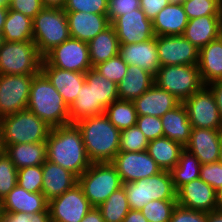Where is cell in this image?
<instances>
[{
  "label": "cell",
  "mask_w": 222,
  "mask_h": 222,
  "mask_svg": "<svg viewBox=\"0 0 222 222\" xmlns=\"http://www.w3.org/2000/svg\"><path fill=\"white\" fill-rule=\"evenodd\" d=\"M4 42H5L4 35L2 34V32H0V48L3 46Z\"/></svg>",
  "instance_id": "cell-62"
},
{
  "label": "cell",
  "mask_w": 222,
  "mask_h": 222,
  "mask_svg": "<svg viewBox=\"0 0 222 222\" xmlns=\"http://www.w3.org/2000/svg\"><path fill=\"white\" fill-rule=\"evenodd\" d=\"M17 169L42 165L47 160L46 142L1 146Z\"/></svg>",
  "instance_id": "cell-30"
},
{
  "label": "cell",
  "mask_w": 222,
  "mask_h": 222,
  "mask_svg": "<svg viewBox=\"0 0 222 222\" xmlns=\"http://www.w3.org/2000/svg\"><path fill=\"white\" fill-rule=\"evenodd\" d=\"M43 56L33 40L24 42H4L0 48V74H39Z\"/></svg>",
  "instance_id": "cell-8"
},
{
  "label": "cell",
  "mask_w": 222,
  "mask_h": 222,
  "mask_svg": "<svg viewBox=\"0 0 222 222\" xmlns=\"http://www.w3.org/2000/svg\"><path fill=\"white\" fill-rule=\"evenodd\" d=\"M183 0H169L170 3H181Z\"/></svg>",
  "instance_id": "cell-66"
},
{
  "label": "cell",
  "mask_w": 222,
  "mask_h": 222,
  "mask_svg": "<svg viewBox=\"0 0 222 222\" xmlns=\"http://www.w3.org/2000/svg\"><path fill=\"white\" fill-rule=\"evenodd\" d=\"M78 185L82 188L84 196L93 207H98L123 183L116 167L111 162L92 163L81 176Z\"/></svg>",
  "instance_id": "cell-5"
},
{
  "label": "cell",
  "mask_w": 222,
  "mask_h": 222,
  "mask_svg": "<svg viewBox=\"0 0 222 222\" xmlns=\"http://www.w3.org/2000/svg\"><path fill=\"white\" fill-rule=\"evenodd\" d=\"M184 147L167 137L149 141L147 151L162 170L171 171L178 163Z\"/></svg>",
  "instance_id": "cell-32"
},
{
  "label": "cell",
  "mask_w": 222,
  "mask_h": 222,
  "mask_svg": "<svg viewBox=\"0 0 222 222\" xmlns=\"http://www.w3.org/2000/svg\"><path fill=\"white\" fill-rule=\"evenodd\" d=\"M111 163L116 167L122 183L135 182L162 171L147 150L118 152Z\"/></svg>",
  "instance_id": "cell-15"
},
{
  "label": "cell",
  "mask_w": 222,
  "mask_h": 222,
  "mask_svg": "<svg viewBox=\"0 0 222 222\" xmlns=\"http://www.w3.org/2000/svg\"><path fill=\"white\" fill-rule=\"evenodd\" d=\"M80 222H105L100 210L97 207H92Z\"/></svg>",
  "instance_id": "cell-54"
},
{
  "label": "cell",
  "mask_w": 222,
  "mask_h": 222,
  "mask_svg": "<svg viewBox=\"0 0 222 222\" xmlns=\"http://www.w3.org/2000/svg\"><path fill=\"white\" fill-rule=\"evenodd\" d=\"M154 84V76L136 65H128L127 73L117 84L121 100L134 101Z\"/></svg>",
  "instance_id": "cell-29"
},
{
  "label": "cell",
  "mask_w": 222,
  "mask_h": 222,
  "mask_svg": "<svg viewBox=\"0 0 222 222\" xmlns=\"http://www.w3.org/2000/svg\"><path fill=\"white\" fill-rule=\"evenodd\" d=\"M18 184V169L2 150L0 152V200Z\"/></svg>",
  "instance_id": "cell-40"
},
{
  "label": "cell",
  "mask_w": 222,
  "mask_h": 222,
  "mask_svg": "<svg viewBox=\"0 0 222 222\" xmlns=\"http://www.w3.org/2000/svg\"><path fill=\"white\" fill-rule=\"evenodd\" d=\"M42 65L80 73L93 68L88 43L71 37L47 52L43 56Z\"/></svg>",
  "instance_id": "cell-10"
},
{
  "label": "cell",
  "mask_w": 222,
  "mask_h": 222,
  "mask_svg": "<svg viewBox=\"0 0 222 222\" xmlns=\"http://www.w3.org/2000/svg\"><path fill=\"white\" fill-rule=\"evenodd\" d=\"M161 121L164 137L179 143L185 148L189 142L192 127L184 104L181 102L174 109L166 112L161 117Z\"/></svg>",
  "instance_id": "cell-27"
},
{
  "label": "cell",
  "mask_w": 222,
  "mask_h": 222,
  "mask_svg": "<svg viewBox=\"0 0 222 222\" xmlns=\"http://www.w3.org/2000/svg\"><path fill=\"white\" fill-rule=\"evenodd\" d=\"M32 25L33 41L42 56L70 38L64 10L43 8L32 19Z\"/></svg>",
  "instance_id": "cell-7"
},
{
  "label": "cell",
  "mask_w": 222,
  "mask_h": 222,
  "mask_svg": "<svg viewBox=\"0 0 222 222\" xmlns=\"http://www.w3.org/2000/svg\"><path fill=\"white\" fill-rule=\"evenodd\" d=\"M51 127L28 109L0 118L1 146L46 142Z\"/></svg>",
  "instance_id": "cell-4"
},
{
  "label": "cell",
  "mask_w": 222,
  "mask_h": 222,
  "mask_svg": "<svg viewBox=\"0 0 222 222\" xmlns=\"http://www.w3.org/2000/svg\"><path fill=\"white\" fill-rule=\"evenodd\" d=\"M97 208L100 210L105 222H122L130 211L125 188L122 186L114 191Z\"/></svg>",
  "instance_id": "cell-38"
},
{
  "label": "cell",
  "mask_w": 222,
  "mask_h": 222,
  "mask_svg": "<svg viewBox=\"0 0 222 222\" xmlns=\"http://www.w3.org/2000/svg\"><path fill=\"white\" fill-rule=\"evenodd\" d=\"M140 8L139 0H108L107 16L110 23L117 17Z\"/></svg>",
  "instance_id": "cell-48"
},
{
  "label": "cell",
  "mask_w": 222,
  "mask_h": 222,
  "mask_svg": "<svg viewBox=\"0 0 222 222\" xmlns=\"http://www.w3.org/2000/svg\"><path fill=\"white\" fill-rule=\"evenodd\" d=\"M9 10H15L33 19L44 7L41 0H8Z\"/></svg>",
  "instance_id": "cell-51"
},
{
  "label": "cell",
  "mask_w": 222,
  "mask_h": 222,
  "mask_svg": "<svg viewBox=\"0 0 222 222\" xmlns=\"http://www.w3.org/2000/svg\"><path fill=\"white\" fill-rule=\"evenodd\" d=\"M216 196V191L201 178H198L184 184L177 190V204L207 213L217 209Z\"/></svg>",
  "instance_id": "cell-17"
},
{
  "label": "cell",
  "mask_w": 222,
  "mask_h": 222,
  "mask_svg": "<svg viewBox=\"0 0 222 222\" xmlns=\"http://www.w3.org/2000/svg\"><path fill=\"white\" fill-rule=\"evenodd\" d=\"M189 20L207 15H220V0H183L181 2Z\"/></svg>",
  "instance_id": "cell-42"
},
{
  "label": "cell",
  "mask_w": 222,
  "mask_h": 222,
  "mask_svg": "<svg viewBox=\"0 0 222 222\" xmlns=\"http://www.w3.org/2000/svg\"><path fill=\"white\" fill-rule=\"evenodd\" d=\"M65 13L70 37L87 43L111 25L107 14L89 12Z\"/></svg>",
  "instance_id": "cell-20"
},
{
  "label": "cell",
  "mask_w": 222,
  "mask_h": 222,
  "mask_svg": "<svg viewBox=\"0 0 222 222\" xmlns=\"http://www.w3.org/2000/svg\"><path fill=\"white\" fill-rule=\"evenodd\" d=\"M3 214V206H2V200H0V220Z\"/></svg>",
  "instance_id": "cell-65"
},
{
  "label": "cell",
  "mask_w": 222,
  "mask_h": 222,
  "mask_svg": "<svg viewBox=\"0 0 222 222\" xmlns=\"http://www.w3.org/2000/svg\"><path fill=\"white\" fill-rule=\"evenodd\" d=\"M3 212L34 214L48 208V200L43 193H30L16 185L2 200Z\"/></svg>",
  "instance_id": "cell-24"
},
{
  "label": "cell",
  "mask_w": 222,
  "mask_h": 222,
  "mask_svg": "<svg viewBox=\"0 0 222 222\" xmlns=\"http://www.w3.org/2000/svg\"><path fill=\"white\" fill-rule=\"evenodd\" d=\"M192 128L222 130V119L215 97L207 85L182 102Z\"/></svg>",
  "instance_id": "cell-11"
},
{
  "label": "cell",
  "mask_w": 222,
  "mask_h": 222,
  "mask_svg": "<svg viewBox=\"0 0 222 222\" xmlns=\"http://www.w3.org/2000/svg\"><path fill=\"white\" fill-rule=\"evenodd\" d=\"M177 200H154L140 209L148 222H169Z\"/></svg>",
  "instance_id": "cell-39"
},
{
  "label": "cell",
  "mask_w": 222,
  "mask_h": 222,
  "mask_svg": "<svg viewBox=\"0 0 222 222\" xmlns=\"http://www.w3.org/2000/svg\"><path fill=\"white\" fill-rule=\"evenodd\" d=\"M130 209L140 210L150 201L177 200V190L170 171L162 170L157 175L135 182L123 183Z\"/></svg>",
  "instance_id": "cell-6"
},
{
  "label": "cell",
  "mask_w": 222,
  "mask_h": 222,
  "mask_svg": "<svg viewBox=\"0 0 222 222\" xmlns=\"http://www.w3.org/2000/svg\"><path fill=\"white\" fill-rule=\"evenodd\" d=\"M67 0H41L42 5L46 9L64 10Z\"/></svg>",
  "instance_id": "cell-56"
},
{
  "label": "cell",
  "mask_w": 222,
  "mask_h": 222,
  "mask_svg": "<svg viewBox=\"0 0 222 222\" xmlns=\"http://www.w3.org/2000/svg\"><path fill=\"white\" fill-rule=\"evenodd\" d=\"M118 55L127 65H136L154 77L160 68L156 37L141 43H120Z\"/></svg>",
  "instance_id": "cell-18"
},
{
  "label": "cell",
  "mask_w": 222,
  "mask_h": 222,
  "mask_svg": "<svg viewBox=\"0 0 222 222\" xmlns=\"http://www.w3.org/2000/svg\"><path fill=\"white\" fill-rule=\"evenodd\" d=\"M104 114L120 131L136 125L137 112L133 101L118 99L105 109Z\"/></svg>",
  "instance_id": "cell-37"
},
{
  "label": "cell",
  "mask_w": 222,
  "mask_h": 222,
  "mask_svg": "<svg viewBox=\"0 0 222 222\" xmlns=\"http://www.w3.org/2000/svg\"><path fill=\"white\" fill-rule=\"evenodd\" d=\"M139 2L141 10L150 20H153L158 12L170 3L169 0H139Z\"/></svg>",
  "instance_id": "cell-52"
},
{
  "label": "cell",
  "mask_w": 222,
  "mask_h": 222,
  "mask_svg": "<svg viewBox=\"0 0 222 222\" xmlns=\"http://www.w3.org/2000/svg\"><path fill=\"white\" fill-rule=\"evenodd\" d=\"M37 74H0V118L27 109L30 86Z\"/></svg>",
  "instance_id": "cell-12"
},
{
  "label": "cell",
  "mask_w": 222,
  "mask_h": 222,
  "mask_svg": "<svg viewBox=\"0 0 222 222\" xmlns=\"http://www.w3.org/2000/svg\"><path fill=\"white\" fill-rule=\"evenodd\" d=\"M64 11L107 14L108 0H67Z\"/></svg>",
  "instance_id": "cell-45"
},
{
  "label": "cell",
  "mask_w": 222,
  "mask_h": 222,
  "mask_svg": "<svg viewBox=\"0 0 222 222\" xmlns=\"http://www.w3.org/2000/svg\"><path fill=\"white\" fill-rule=\"evenodd\" d=\"M2 34L6 42L33 40L32 19L18 11L9 10Z\"/></svg>",
  "instance_id": "cell-34"
},
{
  "label": "cell",
  "mask_w": 222,
  "mask_h": 222,
  "mask_svg": "<svg viewBox=\"0 0 222 222\" xmlns=\"http://www.w3.org/2000/svg\"><path fill=\"white\" fill-rule=\"evenodd\" d=\"M188 17L181 3H169L152 20L155 36L182 35Z\"/></svg>",
  "instance_id": "cell-25"
},
{
  "label": "cell",
  "mask_w": 222,
  "mask_h": 222,
  "mask_svg": "<svg viewBox=\"0 0 222 222\" xmlns=\"http://www.w3.org/2000/svg\"><path fill=\"white\" fill-rule=\"evenodd\" d=\"M207 222H222V210H212L206 213Z\"/></svg>",
  "instance_id": "cell-57"
},
{
  "label": "cell",
  "mask_w": 222,
  "mask_h": 222,
  "mask_svg": "<svg viewBox=\"0 0 222 222\" xmlns=\"http://www.w3.org/2000/svg\"><path fill=\"white\" fill-rule=\"evenodd\" d=\"M30 193H42V166H30L18 169V184Z\"/></svg>",
  "instance_id": "cell-43"
},
{
  "label": "cell",
  "mask_w": 222,
  "mask_h": 222,
  "mask_svg": "<svg viewBox=\"0 0 222 222\" xmlns=\"http://www.w3.org/2000/svg\"><path fill=\"white\" fill-rule=\"evenodd\" d=\"M148 144L149 140L135 125L121 131L119 152H143L147 150Z\"/></svg>",
  "instance_id": "cell-41"
},
{
  "label": "cell",
  "mask_w": 222,
  "mask_h": 222,
  "mask_svg": "<svg viewBox=\"0 0 222 222\" xmlns=\"http://www.w3.org/2000/svg\"><path fill=\"white\" fill-rule=\"evenodd\" d=\"M200 178L215 191L219 190L222 187V164L219 161L201 164Z\"/></svg>",
  "instance_id": "cell-47"
},
{
  "label": "cell",
  "mask_w": 222,
  "mask_h": 222,
  "mask_svg": "<svg viewBox=\"0 0 222 222\" xmlns=\"http://www.w3.org/2000/svg\"><path fill=\"white\" fill-rule=\"evenodd\" d=\"M41 72L48 78L62 96L64 102L70 107L85 82V73L63 70L51 65H41Z\"/></svg>",
  "instance_id": "cell-22"
},
{
  "label": "cell",
  "mask_w": 222,
  "mask_h": 222,
  "mask_svg": "<svg viewBox=\"0 0 222 222\" xmlns=\"http://www.w3.org/2000/svg\"><path fill=\"white\" fill-rule=\"evenodd\" d=\"M155 37L160 66L198 65L199 49L182 35Z\"/></svg>",
  "instance_id": "cell-14"
},
{
  "label": "cell",
  "mask_w": 222,
  "mask_h": 222,
  "mask_svg": "<svg viewBox=\"0 0 222 222\" xmlns=\"http://www.w3.org/2000/svg\"><path fill=\"white\" fill-rule=\"evenodd\" d=\"M222 130L192 128L190 139L185 149L196 156L201 164L219 160Z\"/></svg>",
  "instance_id": "cell-19"
},
{
  "label": "cell",
  "mask_w": 222,
  "mask_h": 222,
  "mask_svg": "<svg viewBox=\"0 0 222 222\" xmlns=\"http://www.w3.org/2000/svg\"><path fill=\"white\" fill-rule=\"evenodd\" d=\"M0 222H51L49 209L37 213L27 214L22 212H3Z\"/></svg>",
  "instance_id": "cell-49"
},
{
  "label": "cell",
  "mask_w": 222,
  "mask_h": 222,
  "mask_svg": "<svg viewBox=\"0 0 222 222\" xmlns=\"http://www.w3.org/2000/svg\"><path fill=\"white\" fill-rule=\"evenodd\" d=\"M218 161L222 164V133H221L220 151H219V160Z\"/></svg>",
  "instance_id": "cell-60"
},
{
  "label": "cell",
  "mask_w": 222,
  "mask_h": 222,
  "mask_svg": "<svg viewBox=\"0 0 222 222\" xmlns=\"http://www.w3.org/2000/svg\"><path fill=\"white\" fill-rule=\"evenodd\" d=\"M154 83L181 102L204 86L197 65L160 66Z\"/></svg>",
  "instance_id": "cell-9"
},
{
  "label": "cell",
  "mask_w": 222,
  "mask_h": 222,
  "mask_svg": "<svg viewBox=\"0 0 222 222\" xmlns=\"http://www.w3.org/2000/svg\"><path fill=\"white\" fill-rule=\"evenodd\" d=\"M0 7H8V0H0Z\"/></svg>",
  "instance_id": "cell-61"
},
{
  "label": "cell",
  "mask_w": 222,
  "mask_h": 222,
  "mask_svg": "<svg viewBox=\"0 0 222 222\" xmlns=\"http://www.w3.org/2000/svg\"><path fill=\"white\" fill-rule=\"evenodd\" d=\"M85 82L93 88L94 105L105 109L119 99L117 84L102 76L94 68L85 72Z\"/></svg>",
  "instance_id": "cell-33"
},
{
  "label": "cell",
  "mask_w": 222,
  "mask_h": 222,
  "mask_svg": "<svg viewBox=\"0 0 222 222\" xmlns=\"http://www.w3.org/2000/svg\"><path fill=\"white\" fill-rule=\"evenodd\" d=\"M200 167L199 159L184 148L177 165L170 171L175 189L200 178Z\"/></svg>",
  "instance_id": "cell-36"
},
{
  "label": "cell",
  "mask_w": 222,
  "mask_h": 222,
  "mask_svg": "<svg viewBox=\"0 0 222 222\" xmlns=\"http://www.w3.org/2000/svg\"><path fill=\"white\" fill-rule=\"evenodd\" d=\"M136 125L149 141L164 137L160 117L150 115L137 116Z\"/></svg>",
  "instance_id": "cell-46"
},
{
  "label": "cell",
  "mask_w": 222,
  "mask_h": 222,
  "mask_svg": "<svg viewBox=\"0 0 222 222\" xmlns=\"http://www.w3.org/2000/svg\"><path fill=\"white\" fill-rule=\"evenodd\" d=\"M8 12L9 7H0V32H2Z\"/></svg>",
  "instance_id": "cell-58"
},
{
  "label": "cell",
  "mask_w": 222,
  "mask_h": 222,
  "mask_svg": "<svg viewBox=\"0 0 222 222\" xmlns=\"http://www.w3.org/2000/svg\"><path fill=\"white\" fill-rule=\"evenodd\" d=\"M122 222H148L140 210L130 209Z\"/></svg>",
  "instance_id": "cell-55"
},
{
  "label": "cell",
  "mask_w": 222,
  "mask_h": 222,
  "mask_svg": "<svg viewBox=\"0 0 222 222\" xmlns=\"http://www.w3.org/2000/svg\"><path fill=\"white\" fill-rule=\"evenodd\" d=\"M46 155L48 161L71 171L77 177L92 164L75 123L51 128L46 140Z\"/></svg>",
  "instance_id": "cell-1"
},
{
  "label": "cell",
  "mask_w": 222,
  "mask_h": 222,
  "mask_svg": "<svg viewBox=\"0 0 222 222\" xmlns=\"http://www.w3.org/2000/svg\"><path fill=\"white\" fill-rule=\"evenodd\" d=\"M133 102L137 116L150 115L160 118L181 103L174 95L159 88L155 83Z\"/></svg>",
  "instance_id": "cell-21"
},
{
  "label": "cell",
  "mask_w": 222,
  "mask_h": 222,
  "mask_svg": "<svg viewBox=\"0 0 222 222\" xmlns=\"http://www.w3.org/2000/svg\"><path fill=\"white\" fill-rule=\"evenodd\" d=\"M197 66L204 85L222 79V41L219 38L199 49Z\"/></svg>",
  "instance_id": "cell-28"
},
{
  "label": "cell",
  "mask_w": 222,
  "mask_h": 222,
  "mask_svg": "<svg viewBox=\"0 0 222 222\" xmlns=\"http://www.w3.org/2000/svg\"><path fill=\"white\" fill-rule=\"evenodd\" d=\"M219 14H220V21H221L220 24H222V0H220V10H219Z\"/></svg>",
  "instance_id": "cell-63"
},
{
  "label": "cell",
  "mask_w": 222,
  "mask_h": 222,
  "mask_svg": "<svg viewBox=\"0 0 222 222\" xmlns=\"http://www.w3.org/2000/svg\"><path fill=\"white\" fill-rule=\"evenodd\" d=\"M111 25L120 43H141L155 37L152 20L141 8L117 17Z\"/></svg>",
  "instance_id": "cell-16"
},
{
  "label": "cell",
  "mask_w": 222,
  "mask_h": 222,
  "mask_svg": "<svg viewBox=\"0 0 222 222\" xmlns=\"http://www.w3.org/2000/svg\"><path fill=\"white\" fill-rule=\"evenodd\" d=\"M105 78L118 84L127 73L128 65L117 55L93 67Z\"/></svg>",
  "instance_id": "cell-44"
},
{
  "label": "cell",
  "mask_w": 222,
  "mask_h": 222,
  "mask_svg": "<svg viewBox=\"0 0 222 222\" xmlns=\"http://www.w3.org/2000/svg\"><path fill=\"white\" fill-rule=\"evenodd\" d=\"M120 42L112 25L88 42L92 67L115 57L119 53Z\"/></svg>",
  "instance_id": "cell-31"
},
{
  "label": "cell",
  "mask_w": 222,
  "mask_h": 222,
  "mask_svg": "<svg viewBox=\"0 0 222 222\" xmlns=\"http://www.w3.org/2000/svg\"><path fill=\"white\" fill-rule=\"evenodd\" d=\"M216 204H217V209L222 210V187L216 191Z\"/></svg>",
  "instance_id": "cell-59"
},
{
  "label": "cell",
  "mask_w": 222,
  "mask_h": 222,
  "mask_svg": "<svg viewBox=\"0 0 222 222\" xmlns=\"http://www.w3.org/2000/svg\"><path fill=\"white\" fill-rule=\"evenodd\" d=\"M104 112L105 108L102 105H94L93 88L84 82L77 98L69 107L70 123H76L83 118L103 114Z\"/></svg>",
  "instance_id": "cell-35"
},
{
  "label": "cell",
  "mask_w": 222,
  "mask_h": 222,
  "mask_svg": "<svg viewBox=\"0 0 222 222\" xmlns=\"http://www.w3.org/2000/svg\"><path fill=\"white\" fill-rule=\"evenodd\" d=\"M220 23V15H207L191 19L182 36L200 49L219 38Z\"/></svg>",
  "instance_id": "cell-26"
},
{
  "label": "cell",
  "mask_w": 222,
  "mask_h": 222,
  "mask_svg": "<svg viewBox=\"0 0 222 222\" xmlns=\"http://www.w3.org/2000/svg\"><path fill=\"white\" fill-rule=\"evenodd\" d=\"M219 39L222 41V24L219 26Z\"/></svg>",
  "instance_id": "cell-64"
},
{
  "label": "cell",
  "mask_w": 222,
  "mask_h": 222,
  "mask_svg": "<svg viewBox=\"0 0 222 222\" xmlns=\"http://www.w3.org/2000/svg\"><path fill=\"white\" fill-rule=\"evenodd\" d=\"M207 86L210 88L215 97L216 104L218 106L219 113L222 119V79L216 80L208 84Z\"/></svg>",
  "instance_id": "cell-53"
},
{
  "label": "cell",
  "mask_w": 222,
  "mask_h": 222,
  "mask_svg": "<svg viewBox=\"0 0 222 222\" xmlns=\"http://www.w3.org/2000/svg\"><path fill=\"white\" fill-rule=\"evenodd\" d=\"M42 193L49 201L64 194L78 184V177L71 171L46 160L42 165Z\"/></svg>",
  "instance_id": "cell-23"
},
{
  "label": "cell",
  "mask_w": 222,
  "mask_h": 222,
  "mask_svg": "<svg viewBox=\"0 0 222 222\" xmlns=\"http://www.w3.org/2000/svg\"><path fill=\"white\" fill-rule=\"evenodd\" d=\"M169 222H207L206 212L192 210L177 204Z\"/></svg>",
  "instance_id": "cell-50"
},
{
  "label": "cell",
  "mask_w": 222,
  "mask_h": 222,
  "mask_svg": "<svg viewBox=\"0 0 222 222\" xmlns=\"http://www.w3.org/2000/svg\"><path fill=\"white\" fill-rule=\"evenodd\" d=\"M27 109L51 128L70 124L68 105L42 72L33 77Z\"/></svg>",
  "instance_id": "cell-3"
},
{
  "label": "cell",
  "mask_w": 222,
  "mask_h": 222,
  "mask_svg": "<svg viewBox=\"0 0 222 222\" xmlns=\"http://www.w3.org/2000/svg\"><path fill=\"white\" fill-rule=\"evenodd\" d=\"M92 207L78 184L48 201L51 222H80Z\"/></svg>",
  "instance_id": "cell-13"
},
{
  "label": "cell",
  "mask_w": 222,
  "mask_h": 222,
  "mask_svg": "<svg viewBox=\"0 0 222 222\" xmlns=\"http://www.w3.org/2000/svg\"><path fill=\"white\" fill-rule=\"evenodd\" d=\"M75 124L82 134L87 156L92 163L114 160L119 152L121 131L104 113L83 118Z\"/></svg>",
  "instance_id": "cell-2"
}]
</instances>
